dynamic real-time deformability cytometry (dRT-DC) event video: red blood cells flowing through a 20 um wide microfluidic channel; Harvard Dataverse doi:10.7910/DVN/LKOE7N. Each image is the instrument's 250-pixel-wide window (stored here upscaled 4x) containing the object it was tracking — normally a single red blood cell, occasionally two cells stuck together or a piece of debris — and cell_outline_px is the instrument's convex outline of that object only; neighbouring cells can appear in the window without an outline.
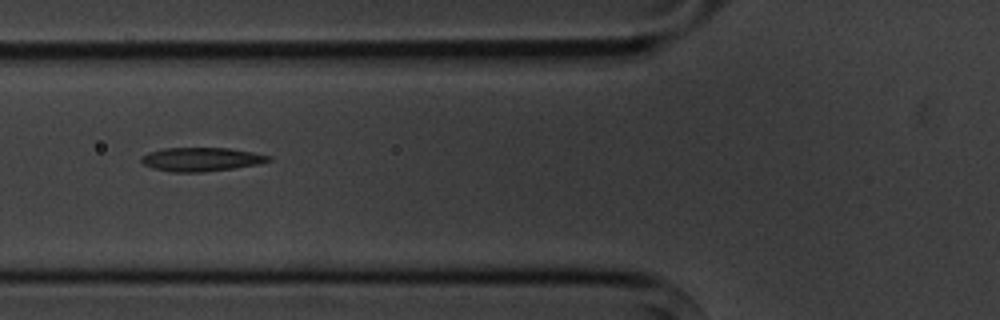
{"species": "common noctule bat (a hibernating species)", "species_latin": "Nyctalus noctula", "temperature_condition": "cold", "stored_images_in_passage": 8, "camera_frame_rate_fps": 3000, "um_per_image_px": 0.085, "animal": {"sex": "male", "body_mass_g": 20.1, "forearm_length_mm": 53.5}, "frame": {"image": 1, "passage_image": 4, "time_ms": 4.333, "image_size_px": [1000, 320], "cell_outline_px": [[272, 160], [260, 164], [204, 172], [172, 172], [152, 168], [144, 164], [140, 160], [140, 156], [148, 152], [164, 148], [228, 148], [252, 152], [272, 156]], "centroid_in_image_um": [17.1, 13.54], "position_along_channel_um": 108.7, "area_um2": 17.69}}
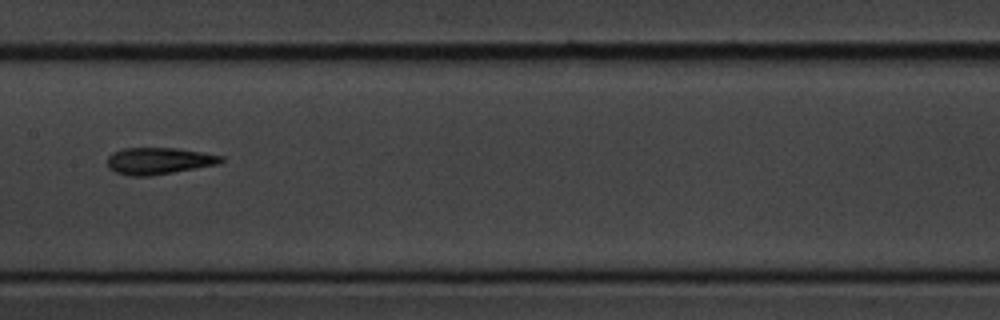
{"frame": {"image": 2, "passage_image": 6, "time_ms": 6.667, "image_size_px": [1000, 320], "cell_outline_px": [[224, 160], [220, 164], [152, 176], [128, 176], [116, 172], [108, 168], [108, 156], [112, 152], [124, 148], [176, 148], [224, 156]], "centroid_in_image_um": [13.5, 13.68], "position_along_channel_um": 193.9, "area_um2": 17.86}}
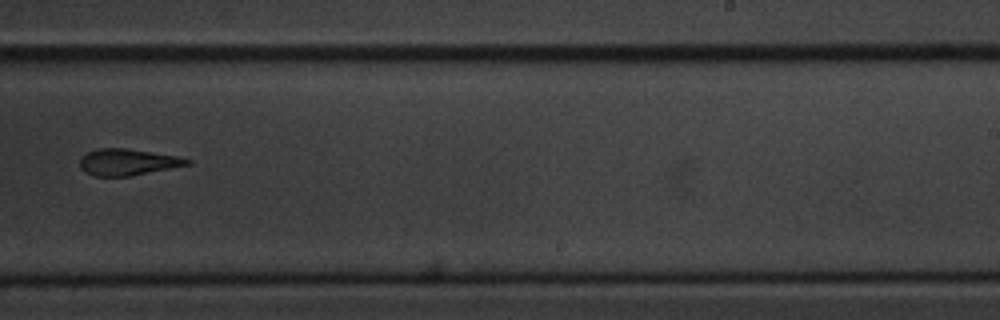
{"frame": {"image": 3, "passage_image": 8, "time_ms": 9.0, "image_size_px": [1000, 320], "cell_outline_px": [[192, 164], [128, 176], [92, 176], [84, 172], [80, 168], [80, 160], [88, 152], [96, 148], [128, 148], [180, 156], [192, 160]], "centroid_in_image_um": [10.87, 13.77], "position_along_channel_um": 278.1, "area_um2": 16.65}}